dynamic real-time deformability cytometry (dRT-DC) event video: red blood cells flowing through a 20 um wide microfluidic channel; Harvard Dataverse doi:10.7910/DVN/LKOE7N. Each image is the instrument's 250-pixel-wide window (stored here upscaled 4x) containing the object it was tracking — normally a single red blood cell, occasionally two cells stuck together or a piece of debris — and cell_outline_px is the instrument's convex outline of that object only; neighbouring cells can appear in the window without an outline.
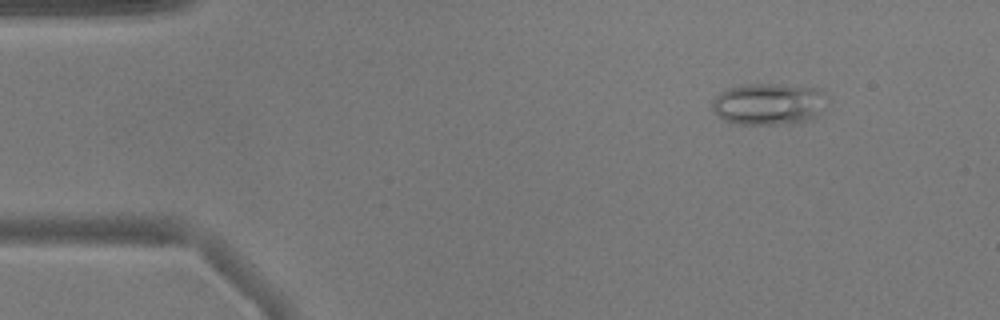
{"species": "common noctule bat (a hibernating species)", "species_latin": "Nyctalus noctula", "temperature_condition": "warm", "stored_images_in_passage": 52, "camera_frame_rate_fps": 3000, "um_per_image_px": 0.085, "animal": {"sex": "male", "body_mass_g": 17.9}, "frame": {"image": 1, "passage_image": 7, "time_ms": 2.0, "image_size_px": [1000, 320], "cell_outline_px": [[832, 100], [812, 120], [804, 124], [740, 124], [724, 120], [712, 108], [712, 100], [720, 92], [728, 88], [744, 84], [776, 84], [820, 88]], "centroid_in_image_um": [65.45, 8.84], "position_along_channel_um": 19.5, "area_um2": 28.67}}
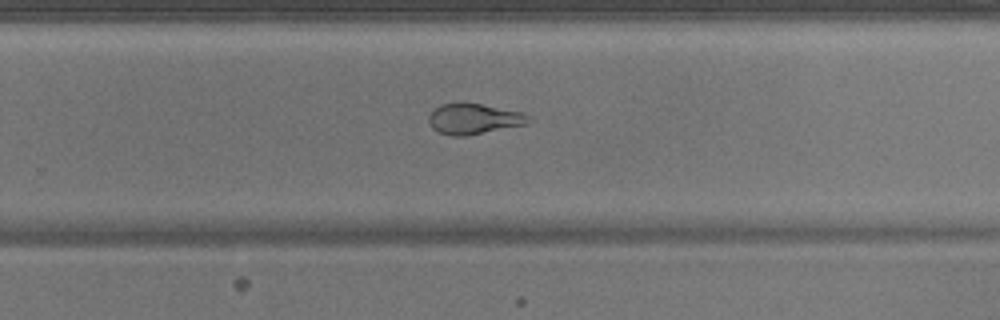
{"frame": {"image": 2, "passage_image": 34, "time_ms": 11.0, "image_size_px": [1000, 320], "cell_outline_px": [[536, 120], [528, 124], [464, 136], [452, 136], [440, 132], [432, 128], [428, 120], [428, 116], [440, 104], [456, 100], [464, 100], [524, 112], [532, 116]], "centroid_in_image_um": [40.34, 10.05], "position_along_channel_um": 289.5, "area_um2": 18.61}}
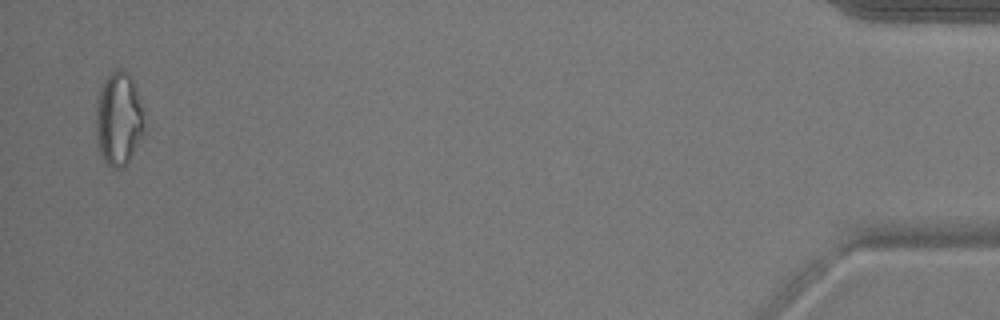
{"frame": {"image": 3, "passage_image": 51, "time_ms": 16.667, "image_size_px": [1000, 320], "cell_outline_px": [[148, 128], [144, 136], [128, 160], [120, 168], [112, 168], [104, 160], [96, 144], [96, 96], [104, 76], [108, 72], [116, 68], [124, 68], [132, 76], [144, 108]], "centroid_in_image_um": [10.12, 10.01], "position_along_channel_um": 425.1, "area_um2": 27.74}, "authors_computed_cell_mechanics": {"area_um2": 22.1374, "velocity_mm_per_s": 3.9152, "shape_relaxation_time_tau1_ms": null, "shape_relaxation_time_tau2_ms": 2.0061, "deformation_change_tau1": null, "deformation_change_tau2": 0.078}}